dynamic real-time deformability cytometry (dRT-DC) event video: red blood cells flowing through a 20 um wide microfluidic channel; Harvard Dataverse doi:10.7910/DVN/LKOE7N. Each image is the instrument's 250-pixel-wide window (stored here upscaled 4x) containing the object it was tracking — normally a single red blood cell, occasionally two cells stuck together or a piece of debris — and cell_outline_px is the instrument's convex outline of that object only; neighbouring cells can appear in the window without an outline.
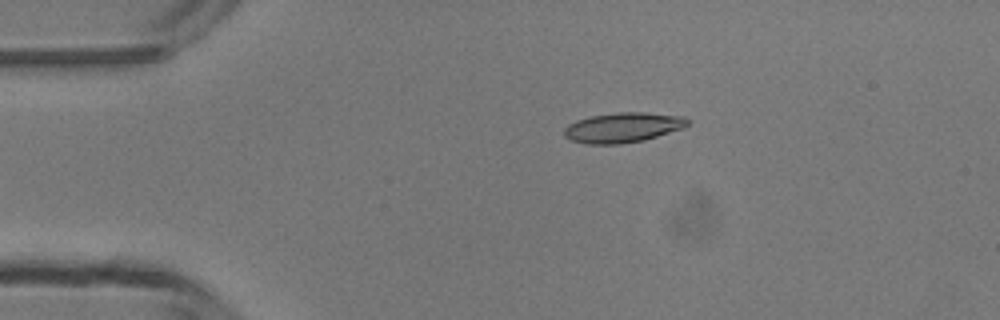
{"species": "common noctule bat (a hibernating species)", "species_latin": "Nyctalus noctula", "temperature_condition": "room temperature", "stored_images_in_passage": 4, "camera_frame_rate_fps": 3000, "um_per_image_px": 0.085, "animal": {"sex": "male", "body_mass_g": 13.3}, "frame": {"image": 1, "passage_image": 3, "time_ms": 2.333, "image_size_px": [1000, 320], "cell_outline_px": [[688, 124], [684, 128], [644, 140], [620, 144], [588, 144], [572, 140], [564, 136], [564, 128], [568, 124], [576, 120], [592, 116], [616, 112], [644, 112], [684, 116], [688, 120]], "centroid_in_image_um": [52.95, 10.83], "position_along_channel_um": 32.1, "area_um2": 21.56}}